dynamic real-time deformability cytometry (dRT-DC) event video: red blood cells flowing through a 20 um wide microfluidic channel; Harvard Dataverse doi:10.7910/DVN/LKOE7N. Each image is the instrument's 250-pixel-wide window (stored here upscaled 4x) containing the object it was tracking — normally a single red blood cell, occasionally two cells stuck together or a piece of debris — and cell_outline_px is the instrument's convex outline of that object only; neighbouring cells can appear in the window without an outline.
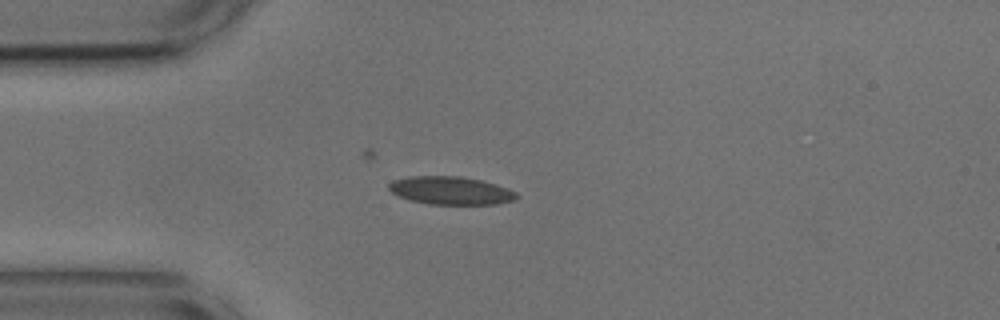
{"species": "common noctule bat (a hibernating species)", "species_latin": "Nyctalus noctula", "temperature_condition": "cold", "stored_images_in_passage": 1, "camera_frame_rate_fps": 3000, "um_per_image_px": 0.085, "animal": {"sex": "male", "body_mass_g": 17.9, "forearm_length_mm": 54.2}, "frame": {"image": 1, "passage_image": 1, "time_ms": 0.0, "image_size_px": [1000, 320], "cell_outline_px": [[520, 196], [516, 200], [496, 204], [428, 204], [408, 200], [392, 192], [388, 188], [388, 184], [392, 180], [408, 176], [460, 176], [480, 180], [496, 184], [508, 188], [516, 192]], "centroid_in_image_um": [38.32, 16.19], "position_along_channel_um": 46.7, "area_um2": 21.04}}